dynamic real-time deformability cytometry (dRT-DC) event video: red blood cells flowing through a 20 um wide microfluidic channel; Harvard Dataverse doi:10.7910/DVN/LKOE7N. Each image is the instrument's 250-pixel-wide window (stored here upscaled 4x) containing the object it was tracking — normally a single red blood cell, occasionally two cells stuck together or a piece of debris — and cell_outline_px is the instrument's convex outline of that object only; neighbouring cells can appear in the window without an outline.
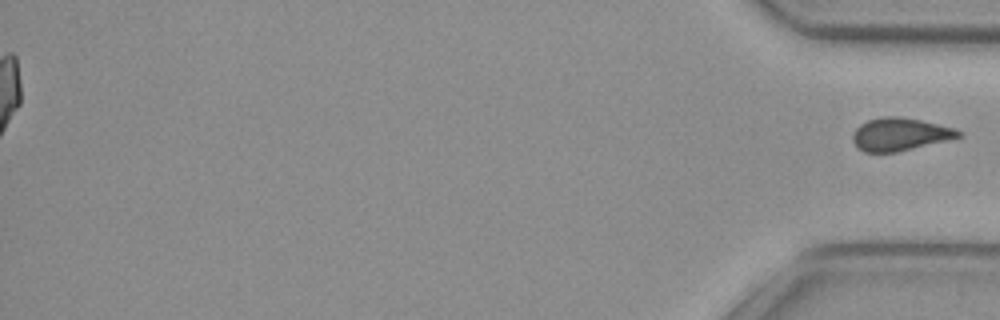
{"species": "common noctule bat (a hibernating species)", "species_latin": "Nyctalus noctula", "temperature_condition": "cold", "stored_images_in_passage": 40, "segment_of_instrument_passage": [2, 2], "camera_frame_rate_fps": 3000, "um_per_image_px": 0.085, "animal": {"sex": "female", "body_mass_g": 29.2, "forearm_length_mm": 56.3}, "frame": {"image": 1, "passage_image": 40, "time_ms": 13.0, "image_size_px": [1000, 320], "cell_outline_px": [[964, 132], [960, 136], [896, 152], [864, 152], [856, 148], [852, 140], [852, 132], [860, 124], [868, 120], [884, 116], [900, 116], [920, 120], [956, 128]], "centroid_in_image_um": [76.44, 11.4], "position_along_channel_um": 358.8, "area_um2": 20.11}}